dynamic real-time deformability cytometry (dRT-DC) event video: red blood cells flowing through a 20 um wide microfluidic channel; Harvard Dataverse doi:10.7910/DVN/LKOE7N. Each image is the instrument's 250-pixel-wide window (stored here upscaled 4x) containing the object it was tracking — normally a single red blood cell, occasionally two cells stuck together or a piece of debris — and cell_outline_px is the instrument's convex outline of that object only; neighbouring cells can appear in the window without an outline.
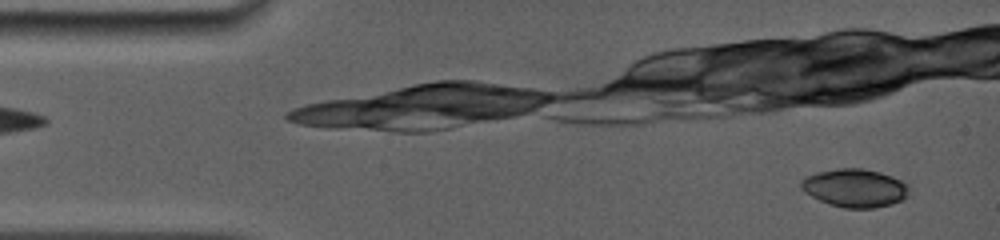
{"species": "common noctule bat (a hibernating species)", "species_latin": "Nyctalus noctula", "temperature_condition": "room temperature", "stored_images_in_passage": 9, "camera_frame_rate_fps": 5000, "um_per_image_px": 0.085, "animal": {"sex": "female", "body_mass_g": 19.0, "forearm_length_mm": 56.7}, "frame": {"image": 1, "passage_image": 2, "time_ms": 0.2, "image_size_px": [1000, 240], "cell_outline_px": [[912, 188], [908, 196], [904, 200], [892, 204], [876, 208], [844, 208], [828, 204], [804, 192], [800, 188], [800, 180], [808, 176], [820, 172], [840, 168], [864, 168], [880, 172], [892, 176], [908, 184]], "centroid_in_image_um": [72.72, 15.99], "position_along_channel_um": 12.3, "area_um2": 24.33}}